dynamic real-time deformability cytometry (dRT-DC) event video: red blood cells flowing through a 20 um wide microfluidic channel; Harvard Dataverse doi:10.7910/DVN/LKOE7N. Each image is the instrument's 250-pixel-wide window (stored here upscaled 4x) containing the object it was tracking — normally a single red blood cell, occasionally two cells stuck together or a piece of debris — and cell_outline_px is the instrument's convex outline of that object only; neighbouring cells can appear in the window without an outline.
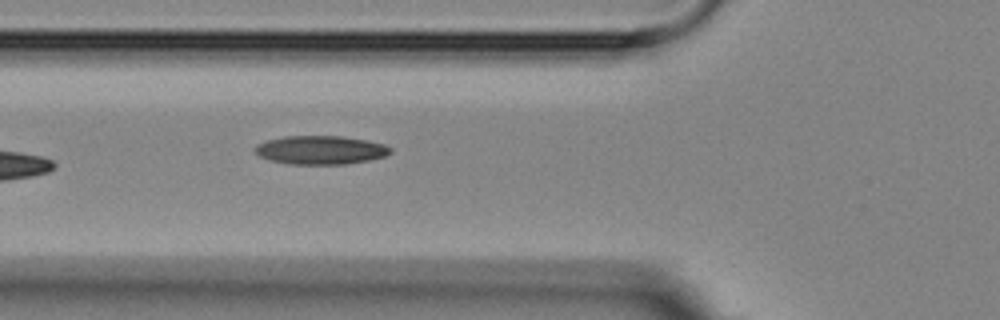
{"species": "Egyptian fruit bat (a non-hibernating species)", "species_latin": "Rousettus aegyptiacus", "temperature_condition": "room temperature", "stored_images_in_passage": 4, "camera_frame_rate_fps": 3000, "um_per_image_px": 0.085, "animal": {"sex": "female"}, "frame": {"image": 1, "passage_image": 4, "time_ms": 5.0, "image_size_px": [1000, 320], "cell_outline_px": [[392, 152], [384, 156], [368, 160], [344, 164], [288, 164], [268, 160], [260, 156], [256, 152], [256, 144], [268, 140], [284, 136], [340, 136], [364, 140], [384, 144], [392, 148]], "centroid_in_image_um": [27.24, 12.75], "position_along_channel_um": 98.6, "area_um2": 22.43}}